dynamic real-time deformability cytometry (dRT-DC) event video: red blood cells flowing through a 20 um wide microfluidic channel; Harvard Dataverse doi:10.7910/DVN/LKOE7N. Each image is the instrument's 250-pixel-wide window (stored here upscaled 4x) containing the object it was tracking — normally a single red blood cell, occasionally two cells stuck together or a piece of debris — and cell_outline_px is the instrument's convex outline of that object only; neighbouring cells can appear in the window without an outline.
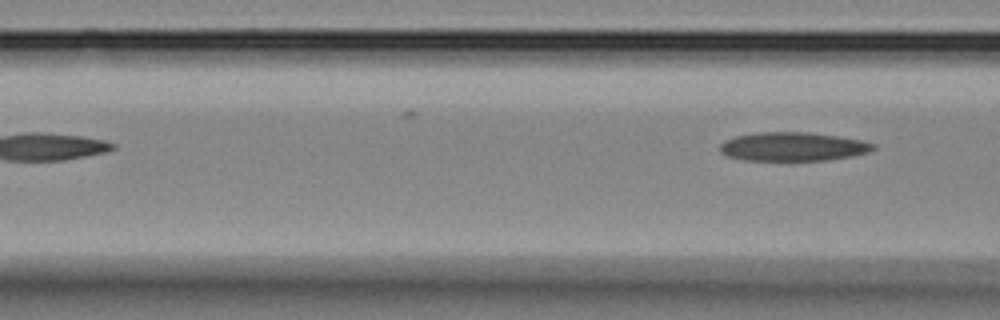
{"species": "Egyptian fruit bat (a non-hibernating species)", "species_latin": "Rousettus aegyptiacus", "temperature_condition": "room temperature", "stored_images_in_passage": 5, "camera_frame_rate_fps": 3000, "um_per_image_px": 0.085, "animal": {"sex": "female"}, "frame": {"image": 1, "passage_image": 5, "time_ms": 4.667, "image_size_px": [1000, 320], "cell_outline_px": [[876, 148], [868, 152], [852, 156], [828, 160], [744, 160], [724, 156], [720, 152], [720, 144], [724, 140], [736, 136], [756, 132], [808, 132], [836, 136], [860, 140], [876, 144]], "centroid_in_image_um": [67.36, 12.46], "position_along_channel_um": 99.2, "area_um2": 25.78}}